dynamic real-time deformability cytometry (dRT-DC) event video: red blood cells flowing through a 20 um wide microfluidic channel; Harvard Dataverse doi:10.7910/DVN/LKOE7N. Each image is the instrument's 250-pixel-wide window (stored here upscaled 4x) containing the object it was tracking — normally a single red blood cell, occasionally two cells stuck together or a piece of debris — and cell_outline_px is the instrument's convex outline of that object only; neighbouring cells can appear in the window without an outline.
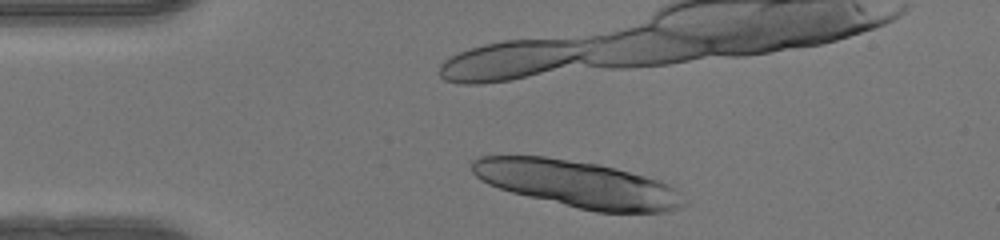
{"species": "human", "species_latin": "Homo sapiens", "temperature_condition": "warm", "stored_images_in_passage": 8, "camera_frame_rate_fps": 3000, "um_per_image_px": 0.085, "donor": {"sex": "female"}, "frame": {"image": 1, "passage_image": 3, "time_ms": 0.667, "image_size_px": [1000, 240], "cell_outline_px": [[688, 204], [680, 208], [668, 212], [596, 212], [528, 196], [512, 192], [488, 184], [480, 180], [472, 172], [472, 160], [480, 156], [544, 156], [600, 164], [616, 168], [660, 180], [668, 184], [688, 200]], "centroid_in_image_um": [49.15, 15.64], "position_along_channel_um": 35.9, "area_um2": 57.57}}